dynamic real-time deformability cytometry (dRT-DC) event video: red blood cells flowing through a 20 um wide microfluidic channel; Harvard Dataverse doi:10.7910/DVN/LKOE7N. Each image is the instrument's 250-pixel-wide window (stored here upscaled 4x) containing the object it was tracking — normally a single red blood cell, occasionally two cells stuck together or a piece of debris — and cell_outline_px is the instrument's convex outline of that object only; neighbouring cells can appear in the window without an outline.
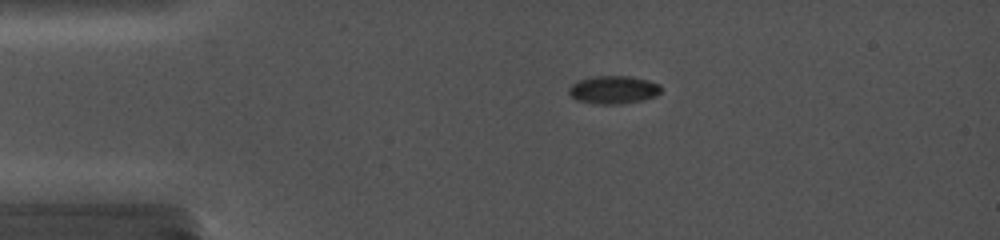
{"species": "common noctule bat (a hibernating species)", "species_latin": "Nyctalus noctula", "temperature_condition": "cold", "stored_images_in_passage": 29, "camera_frame_rate_fps": 5000, "um_per_image_px": 0.085, "animal": {"sex": "female", "body_mass_g": 19.0, "forearm_length_mm": 56.7}, "frame": {"image": 1, "passage_image": 1, "time_ms": 0.0, "image_size_px": [1000, 240], "cell_outline_px": [[660, 92], [656, 96], [644, 100], [620, 104], [596, 104], [576, 100], [568, 92], [568, 88], [572, 84], [580, 80], [596, 76], [632, 76], [648, 80], [660, 84]], "centroid_in_image_um": [52.16, 7.63], "position_along_channel_um": 32.8, "area_um2": 15.09}}
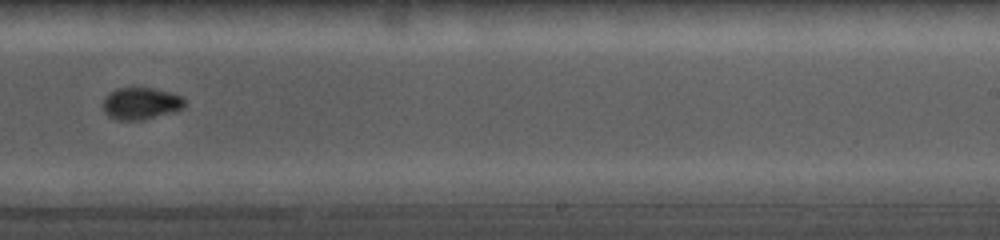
{"frame": {"image": 2, "passage_image": 11, "time_ms": 7.6, "image_size_px": [1000, 240], "cell_outline_px": [[188, 100], [184, 108], [140, 120], [120, 120], [108, 116], [104, 112], [104, 96], [116, 88], [152, 88], [172, 92], [184, 96]], "centroid_in_image_um": [12.01, 8.77], "position_along_channel_um": 277.0, "area_um2": 15.26}}
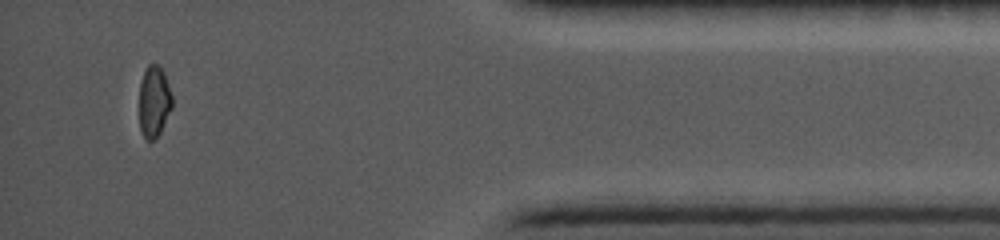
{"frame": {"image": 3, "passage_image": 26, "time_ms": 12.2, "image_size_px": [1000, 240], "cell_outline_px": [[172, 108], [160, 132], [152, 140], [148, 140], [144, 136], [140, 128], [140, 84], [144, 72], [148, 64], [160, 64], [164, 72], [172, 96]], "centroid_in_image_um": [13.11, 8.59], "position_along_channel_um": 422.1, "area_um2": 13.53}}